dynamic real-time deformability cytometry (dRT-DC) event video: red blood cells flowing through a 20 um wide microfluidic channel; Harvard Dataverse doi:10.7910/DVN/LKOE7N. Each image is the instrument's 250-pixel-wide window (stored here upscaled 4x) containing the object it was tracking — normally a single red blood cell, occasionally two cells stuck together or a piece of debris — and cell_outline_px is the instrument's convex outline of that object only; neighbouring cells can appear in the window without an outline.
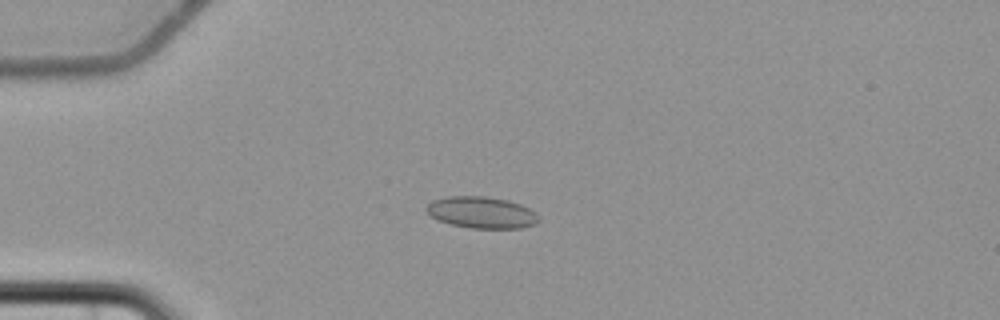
{"species": "common noctule bat (a hibernating species)", "species_latin": "Nyctalus noctula", "temperature_condition": "cold", "stored_images_in_passage": 5, "camera_frame_rate_fps": 3000, "um_per_image_px": 0.085, "animal": {"sex": "female", "body_mass_g": 22.7, "forearm_length_mm": 54.2}, "frame": {"image": 1, "passage_image": 4, "time_ms": 4.333, "image_size_px": [1000, 320], "cell_outline_px": [[540, 220], [536, 224], [520, 228], [472, 228], [452, 224], [440, 220], [432, 216], [424, 208], [432, 200], [448, 196], [484, 196], [508, 200], [520, 204], [536, 212], [540, 216]], "centroid_in_image_um": [40.97, 18.05], "position_along_channel_um": 44.0, "area_um2": 20.63}}
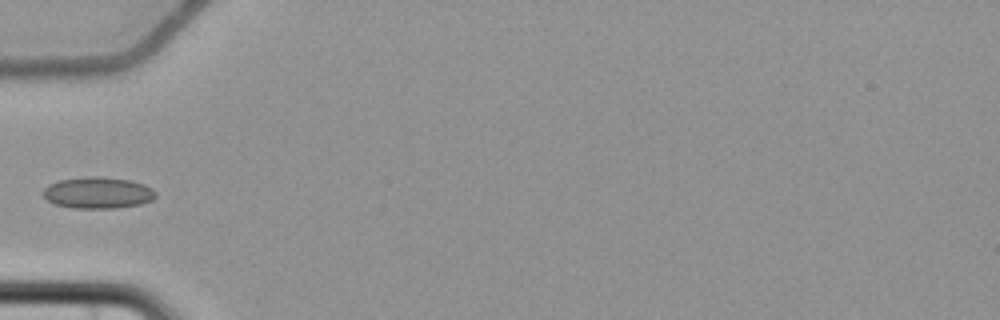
{"frame": {"image": 2, "passage_image": 5, "time_ms": 6.0, "image_size_px": [1000, 320], "cell_outline_px": [[156, 196], [152, 200], [140, 204], [116, 208], [72, 208], [56, 204], [48, 200], [44, 196], [44, 188], [48, 184], [60, 180], [84, 176], [96, 176], [128, 180], [144, 184], [152, 188], [156, 192]], "centroid_in_image_um": [8.33, 16.38], "position_along_channel_um": 76.7, "area_um2": 20.58}}